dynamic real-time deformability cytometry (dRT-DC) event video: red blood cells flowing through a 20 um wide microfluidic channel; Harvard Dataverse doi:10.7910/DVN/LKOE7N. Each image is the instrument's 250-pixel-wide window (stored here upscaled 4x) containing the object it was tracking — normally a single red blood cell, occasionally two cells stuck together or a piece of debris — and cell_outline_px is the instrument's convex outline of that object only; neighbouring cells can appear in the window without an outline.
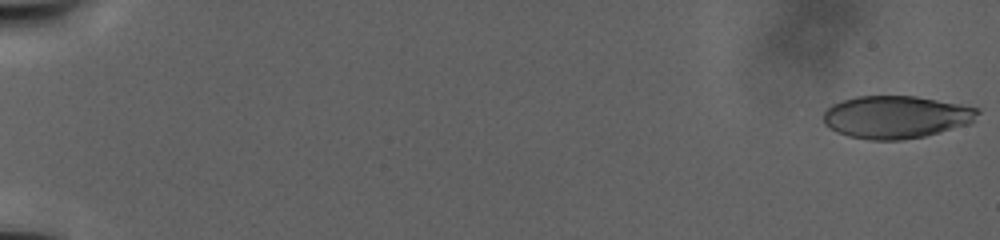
{"species": "human", "species_latin": "Homo sapiens", "temperature_condition": "warm", "stored_images_in_passage": 139, "camera_frame_rate_fps": 3000, "um_per_image_px": 0.085, "donor": {"sex": "male"}, "frame": {"image": 1, "passage_image": 1, "time_ms": 0.0, "image_size_px": [1000, 240], "cell_outline_px": [[980, 112], [972, 124], [924, 136], [900, 140], [868, 140], [848, 136], [836, 132], [824, 124], [824, 112], [832, 104], [856, 96], [916, 96], [960, 104], [976, 108]], "centroid_in_image_um": [76.18, 9.95], "position_along_channel_um": 8.8, "area_um2": 38.44}}
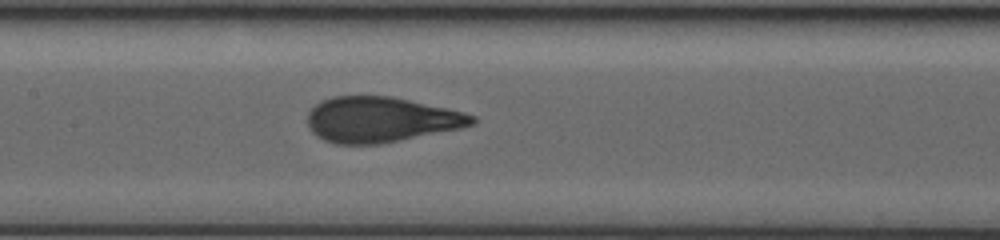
{"frame": {"image": 2, "passage_image": 81, "time_ms": 21.667, "image_size_px": [1000, 240], "cell_outline_px": [[476, 124], [460, 128], [380, 144], [336, 144], [324, 140], [316, 136], [308, 128], [308, 112], [320, 100], [332, 96], [392, 96], [448, 108], [464, 112], [476, 116]], "centroid_in_image_um": [32.36, 10.16], "position_along_channel_um": 175.0, "area_um2": 43.7}}
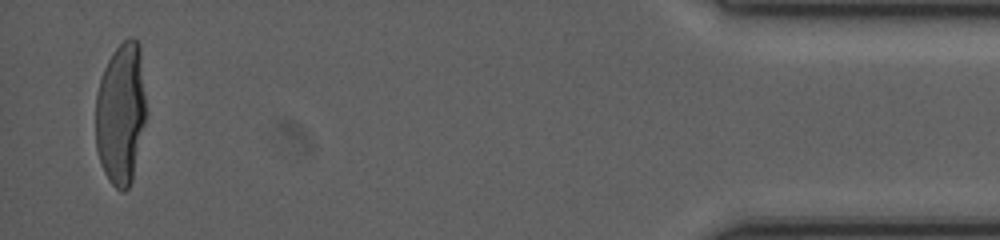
{"frame": {"image": 3, "passage_image": 134, "time_ms": 40.0, "image_size_px": [1000, 240], "cell_outline_px": [[144, 124], [132, 180], [128, 188], [124, 192], [120, 192], [112, 184], [104, 172], [96, 148], [96, 92], [104, 68], [112, 52], [128, 36], [132, 36], [140, 44], [144, 96]], "centroid_in_image_um": [10.25, 9.64], "position_along_channel_um": 424.9, "area_um2": 41.38}}